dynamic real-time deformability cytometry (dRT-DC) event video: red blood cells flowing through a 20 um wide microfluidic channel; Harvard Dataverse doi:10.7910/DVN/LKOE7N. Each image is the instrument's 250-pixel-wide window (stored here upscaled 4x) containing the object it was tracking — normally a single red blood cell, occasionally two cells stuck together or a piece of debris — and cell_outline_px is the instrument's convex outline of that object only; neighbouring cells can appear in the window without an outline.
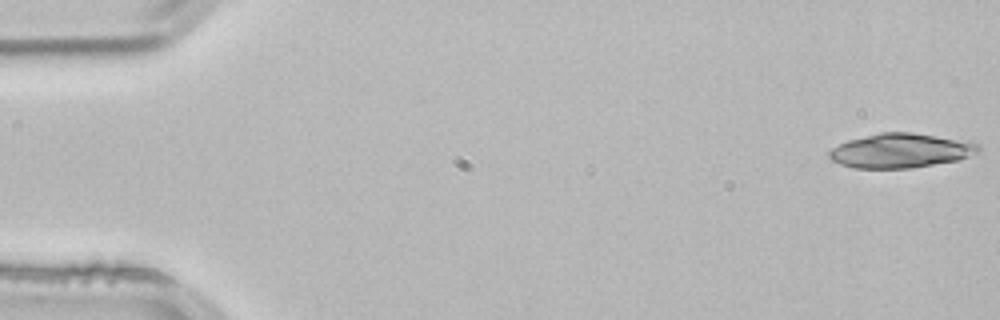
{"species": "common noctule bat (a hibernating species)", "species_latin": "Nyctalus noctula", "temperature_condition": "room temperature", "stored_images_in_passage": 48, "camera_frame_rate_fps": 3000, "um_per_image_px": 0.085, "animal": {"sex": "male", "body_mass_g": 21.5, "forearm_length_mm": 52.0}, "frame": {"image": 1, "passage_image": 1, "time_ms": 0.0, "image_size_px": [1000, 320], "cell_outline_px": [[980, 152], [960, 160], [908, 168], [852, 168], [840, 164], [832, 160], [828, 156], [828, 152], [832, 148], [848, 140], [880, 132], [912, 132], [968, 140], [976, 144], [980, 148]], "centroid_in_image_um": [76.58, 12.8], "position_along_channel_um": 8.4, "area_um2": 30.06}}
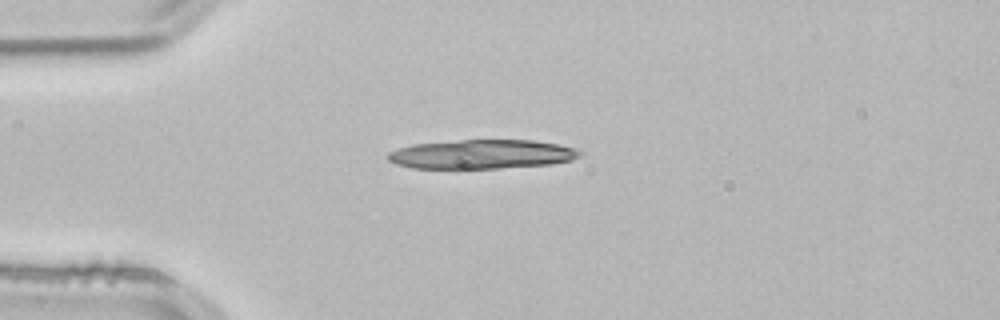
{"frame": {"image": 2, "passage_image": 13, "time_ms": 4.0, "image_size_px": [1000, 320], "cell_outline_px": [[584, 152], [580, 156], [572, 160], [552, 164], [460, 172], [456, 172], [412, 168], [396, 164], [388, 160], [388, 152], [412, 144], [460, 140], [536, 140], [556, 144], [572, 148]], "centroid_in_image_um": [40.89, 13.17], "position_along_channel_um": 44.1, "area_um2": 34.04}}